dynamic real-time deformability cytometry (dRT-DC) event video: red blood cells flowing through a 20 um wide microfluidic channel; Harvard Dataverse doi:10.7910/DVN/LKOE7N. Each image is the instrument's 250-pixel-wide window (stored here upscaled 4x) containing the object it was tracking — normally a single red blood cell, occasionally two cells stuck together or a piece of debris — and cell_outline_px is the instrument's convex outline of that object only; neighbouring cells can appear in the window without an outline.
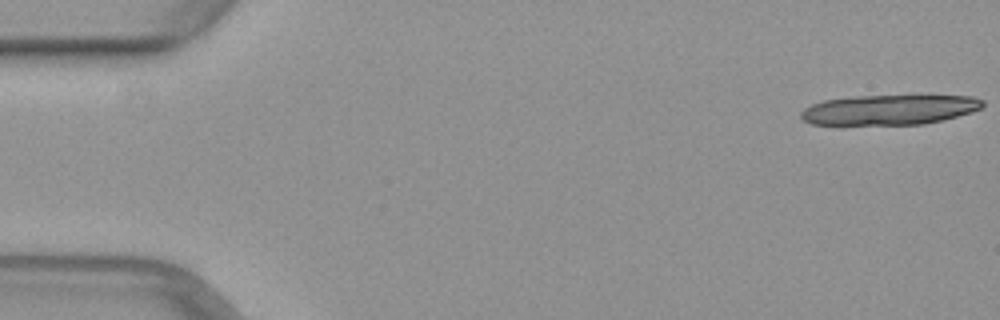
{"species": "common noctule bat (a hibernating species)", "species_latin": "Nyctalus noctula", "temperature_condition": "warm", "stored_images_in_passage": 12, "camera_frame_rate_fps": 3000, "um_per_image_px": 0.085, "animal": {"sex": "female", "body_mass_g": 29.2, "forearm_length_mm": 56.3}, "frame": {"image": 1, "passage_image": 1, "time_ms": 0.0, "image_size_px": [1000, 320], "cell_outline_px": [[984, 104], [980, 108], [972, 112], [924, 124], [840, 128], [812, 124], [804, 120], [800, 116], [800, 112], [804, 108], [812, 104], [824, 100], [856, 96], [912, 92], [972, 96], [984, 100]], "centroid_in_image_um": [75.56, 9.32], "position_along_channel_um": 9.4, "area_um2": 34.68}}